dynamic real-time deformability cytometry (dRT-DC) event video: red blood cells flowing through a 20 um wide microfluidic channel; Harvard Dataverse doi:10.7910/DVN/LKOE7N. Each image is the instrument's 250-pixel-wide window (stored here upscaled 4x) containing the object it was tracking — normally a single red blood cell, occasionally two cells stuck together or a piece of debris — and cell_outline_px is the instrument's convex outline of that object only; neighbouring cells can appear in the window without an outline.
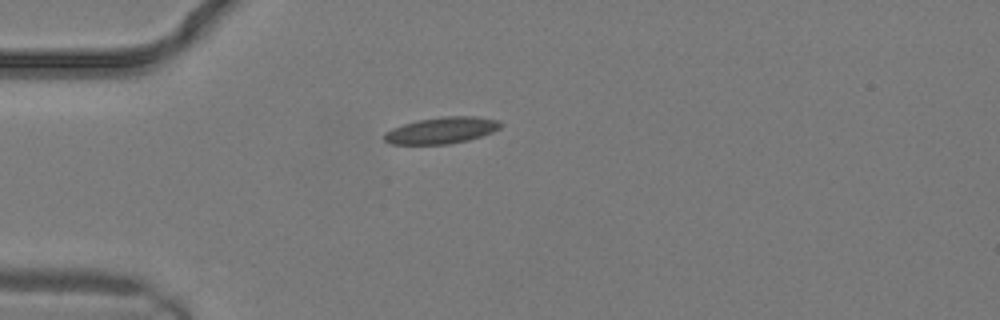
{"species": "common noctule bat (a hibernating species)", "species_latin": "Nyctalus noctula", "temperature_condition": "warm", "stored_images_in_passage": 2, "camera_frame_rate_fps": 3000, "um_per_image_px": 0.085, "animal": {"sex": "male", "body_mass_g": 19.2, "forearm_length_mm": 51.8}, "frame": {"image": 1, "passage_image": 1, "time_ms": 0.0, "image_size_px": [1000, 320], "cell_outline_px": [[504, 124], [500, 128], [492, 132], [468, 140], [448, 144], [388, 144], [384, 140], [384, 132], [392, 128], [404, 124], [420, 120], [444, 116], [476, 116], [500, 120]], "centroid_in_image_um": [37.55, 11.08], "position_along_channel_um": 47.4, "area_um2": 17.98}}